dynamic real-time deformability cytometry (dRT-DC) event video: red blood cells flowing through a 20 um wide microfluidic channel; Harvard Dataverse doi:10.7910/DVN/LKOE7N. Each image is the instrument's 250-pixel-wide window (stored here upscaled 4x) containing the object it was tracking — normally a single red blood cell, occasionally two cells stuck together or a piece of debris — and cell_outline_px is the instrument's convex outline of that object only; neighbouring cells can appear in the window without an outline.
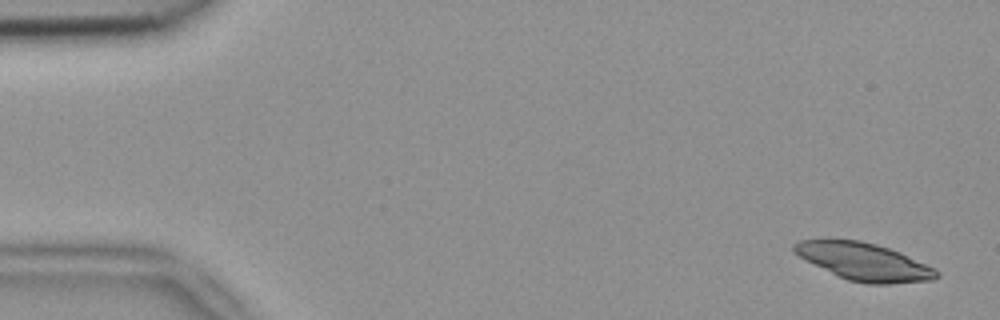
{"species": "common noctule bat (a hibernating species)", "species_latin": "Nyctalus noctula", "temperature_condition": "room temperature", "stored_images_in_passage": 5, "camera_frame_rate_fps": 3000, "um_per_image_px": 0.085, "animal": {"sex": "female", "body_mass_g": 18.4}, "frame": {"image": 1, "passage_image": 1, "time_ms": 0.0, "image_size_px": [1000, 320], "cell_outline_px": [[940, 276], [932, 280], [888, 284], [868, 284], [848, 280], [804, 260], [792, 252], [792, 244], [800, 240], [820, 236], [860, 240], [876, 244], [900, 252], [936, 268], [940, 272]], "centroid_in_image_um": [73.36, 22.19], "position_along_channel_um": 11.6, "area_um2": 31.96}}